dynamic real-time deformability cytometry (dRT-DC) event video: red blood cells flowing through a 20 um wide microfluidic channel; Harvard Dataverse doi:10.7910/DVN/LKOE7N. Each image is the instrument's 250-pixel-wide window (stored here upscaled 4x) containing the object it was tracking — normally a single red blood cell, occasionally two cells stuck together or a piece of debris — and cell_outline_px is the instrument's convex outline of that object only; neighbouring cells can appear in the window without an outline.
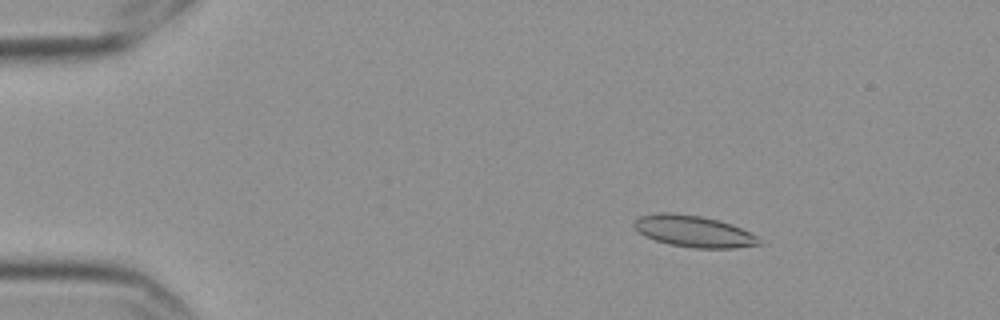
{"species": "Egyptian fruit bat (a non-hibernating species)", "species_latin": "Rousettus aegyptiacus", "temperature_condition": "cold", "stored_images_in_passage": 11, "camera_frame_rate_fps": 3000, "um_per_image_px": 0.085, "frame": {"image": 1, "passage_image": 2, "time_ms": 0.333, "image_size_px": [1000, 320], "cell_outline_px": [[764, 244], [736, 248], [692, 248], [668, 244], [644, 236], [632, 224], [640, 216], [660, 212], [668, 212], [700, 216], [732, 224], [756, 236]], "centroid_in_image_um": [58.96, 19.67], "position_along_channel_um": 26.0, "area_um2": 22.83}}
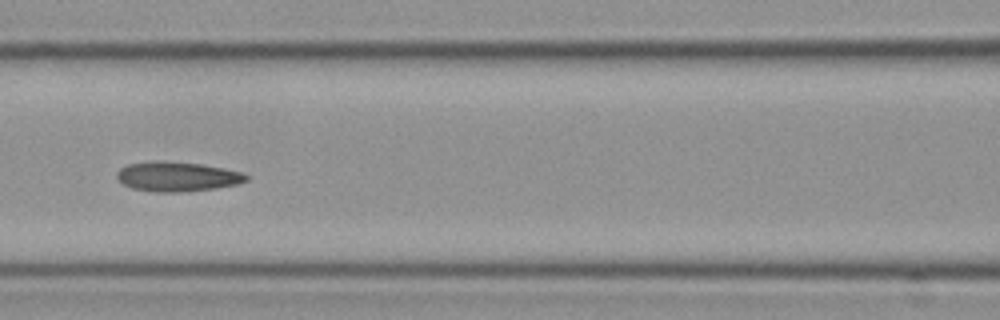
{"frame": {"image": 2, "passage_image": 7, "time_ms": 2.0, "image_size_px": [1000, 320], "cell_outline_px": [[248, 180], [236, 184], [216, 188], [180, 192], [152, 192], [132, 188], [124, 184], [116, 176], [116, 172], [120, 168], [128, 164], [200, 164], [244, 172], [248, 176]], "centroid_in_image_um": [15.11, 15.07], "position_along_channel_um": 151.5, "area_um2": 21.27}}
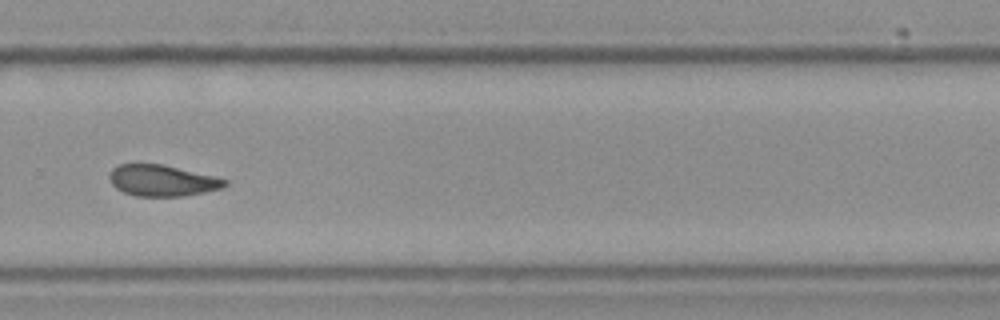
{"frame": {"image": 3, "passage_image": 11, "time_ms": 3.333, "image_size_px": [1000, 320], "cell_outline_px": [[228, 184], [224, 188], [184, 196], [136, 196], [124, 192], [116, 188], [112, 184], [108, 176], [112, 168], [120, 164], [160, 164], [212, 176], [228, 180]], "centroid_in_image_um": [13.77, 15.36], "position_along_channel_um": 316.0, "area_um2": 20.81}}